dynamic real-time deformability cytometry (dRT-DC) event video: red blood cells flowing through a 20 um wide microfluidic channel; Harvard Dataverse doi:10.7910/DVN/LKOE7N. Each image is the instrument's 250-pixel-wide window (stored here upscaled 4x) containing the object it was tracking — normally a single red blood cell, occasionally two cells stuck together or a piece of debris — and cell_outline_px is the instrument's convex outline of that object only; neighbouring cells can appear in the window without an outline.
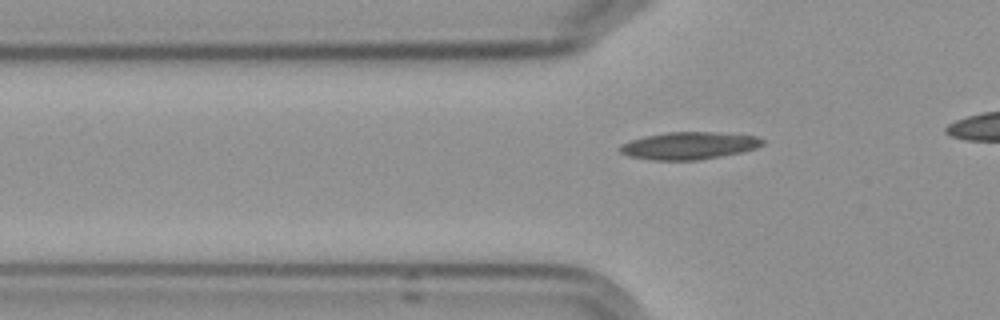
{"species": "Egyptian fruit bat (a non-hibernating species)", "species_latin": "Rousettus aegyptiacus", "temperature_condition": "cold", "stored_images_in_passage": 6, "segment_of_instrument_passage": [2, 2], "camera_frame_rate_fps": 3000, "um_per_image_px": 0.085, "frame": {"image": 1, "passage_image": 6, "time_ms": 6.0, "image_size_px": [1000, 320], "cell_outline_px": [[764, 144], [756, 148], [740, 152], [700, 160], [652, 160], [628, 156], [620, 152], [616, 148], [620, 144], [644, 136], [668, 132], [712, 132], [756, 136], [764, 140]], "centroid_in_image_um": [58.52, 12.38], "position_along_channel_um": 67.3, "area_um2": 22.72}}